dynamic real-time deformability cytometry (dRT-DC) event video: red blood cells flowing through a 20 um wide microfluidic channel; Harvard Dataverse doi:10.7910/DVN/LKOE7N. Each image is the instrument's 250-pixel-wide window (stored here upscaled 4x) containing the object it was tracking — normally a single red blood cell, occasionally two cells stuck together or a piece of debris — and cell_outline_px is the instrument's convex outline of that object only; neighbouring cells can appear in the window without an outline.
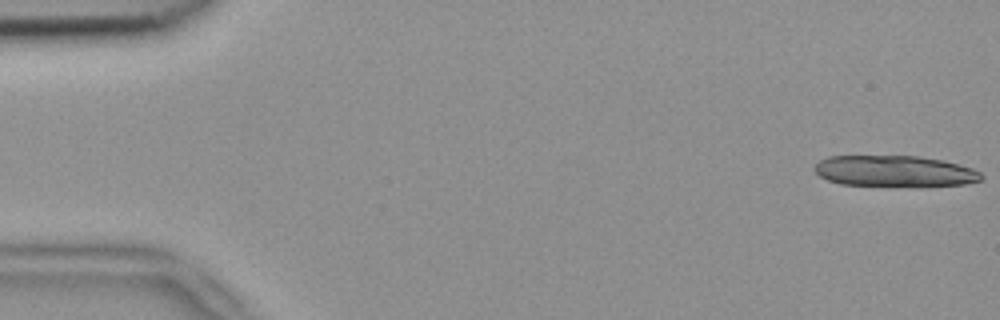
{"species": "common noctule bat (a hibernating species)", "species_latin": "Nyctalus noctula", "temperature_condition": "room temperature", "stored_images_in_passage": 6, "segment_of_instrument_passage": [1, 2], "camera_frame_rate_fps": 3000, "um_per_image_px": 0.085, "animal": {"sex": "female", "body_mass_g": 18.4}, "frame": {"image": 1, "passage_image": 1, "time_ms": 0.0, "image_size_px": [1000, 320], "cell_outline_px": [[984, 176], [980, 180], [964, 184], [892, 188], [840, 184], [828, 180], [820, 176], [812, 168], [820, 160], [828, 156], [916, 156], [944, 160], [972, 168], [980, 172]], "centroid_in_image_um": [76.02, 14.58], "position_along_channel_um": 9.0, "area_um2": 31.04}}